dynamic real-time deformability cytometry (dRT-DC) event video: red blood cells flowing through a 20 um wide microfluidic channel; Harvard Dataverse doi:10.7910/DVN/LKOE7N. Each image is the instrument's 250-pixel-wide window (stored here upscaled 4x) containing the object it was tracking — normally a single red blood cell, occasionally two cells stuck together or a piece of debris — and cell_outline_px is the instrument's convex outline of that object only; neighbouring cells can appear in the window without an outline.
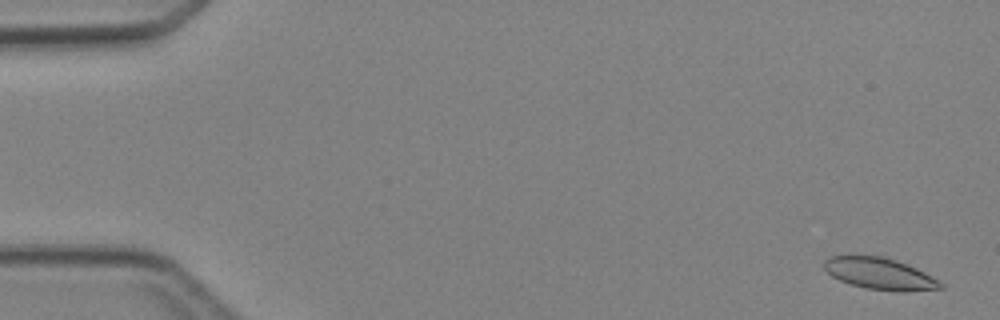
{"species": "Egyptian fruit bat (a non-hibernating species)", "species_latin": "Rousettus aegyptiacus", "temperature_condition": "cold", "stored_images_in_passage": 3, "camera_frame_rate_fps": 3000, "um_per_image_px": 0.085, "animal": {"sex": "female"}, "frame": {"image": 1, "passage_image": 1, "time_ms": 0.0, "image_size_px": [1000, 320], "cell_outline_px": [[944, 288], [904, 292], [868, 288], [852, 284], [840, 280], [832, 276], [824, 268], [824, 260], [828, 256], [884, 256], [896, 260], [916, 268], [940, 280], [944, 284]], "centroid_in_image_um": [74.82, 23.26], "position_along_channel_um": 10.2, "area_um2": 21.33}}